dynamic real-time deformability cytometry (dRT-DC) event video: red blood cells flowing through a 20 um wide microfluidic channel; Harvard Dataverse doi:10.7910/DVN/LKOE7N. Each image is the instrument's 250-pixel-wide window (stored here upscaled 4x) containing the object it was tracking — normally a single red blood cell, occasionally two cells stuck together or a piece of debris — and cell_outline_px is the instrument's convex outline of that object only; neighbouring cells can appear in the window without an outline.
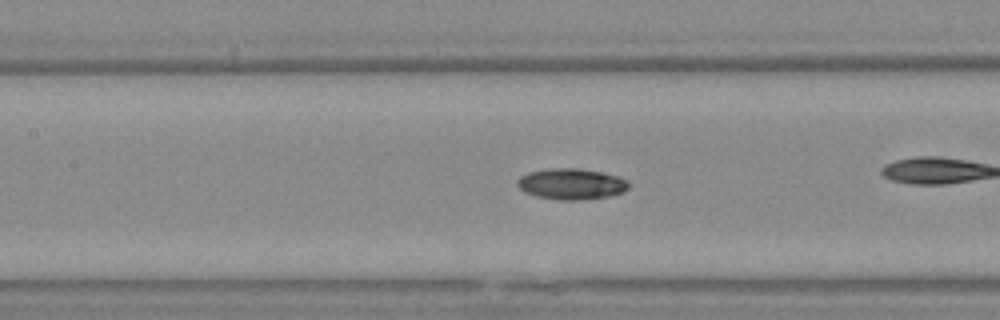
{"species": "Egyptian fruit bat (a non-hibernating species)", "species_latin": "Rousettus aegyptiacus", "temperature_condition": "warm", "stored_images_in_passage": 41, "camera_frame_rate_fps": 3000, "um_per_image_px": 0.085, "animal": {"sex": "female"}, "frame": {"image": 1, "passage_image": 23, "time_ms": 7.333, "image_size_px": [1000, 320], "cell_outline_px": [[628, 188], [624, 192], [612, 196], [580, 200], [560, 200], [536, 196], [524, 192], [516, 184], [516, 180], [520, 176], [528, 172], [552, 168], [576, 168], [604, 172], [620, 176], [628, 180]], "centroid_in_image_um": [48.59, 15.63], "position_along_channel_um": 158.8, "area_um2": 20.4}}